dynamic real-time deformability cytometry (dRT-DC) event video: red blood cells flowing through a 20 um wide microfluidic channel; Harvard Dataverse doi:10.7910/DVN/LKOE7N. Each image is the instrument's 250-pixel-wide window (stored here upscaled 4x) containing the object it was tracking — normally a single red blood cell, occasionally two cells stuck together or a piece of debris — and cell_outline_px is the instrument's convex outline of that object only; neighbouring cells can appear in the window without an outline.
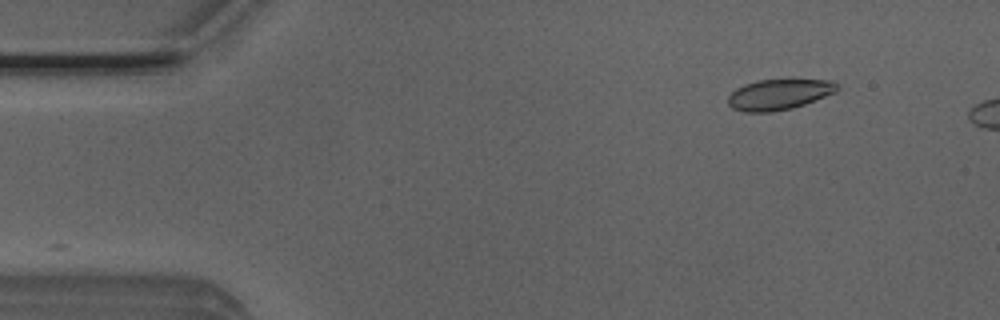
{"species": "Egyptian fruit bat (a non-hibernating species)", "species_latin": "Rousettus aegyptiacus", "temperature_condition": "room temperature", "stored_images_in_passage": 4, "segment_of_instrument_passage": [2, 2], "camera_frame_rate_fps": 3000, "um_per_image_px": 0.085, "animal": {"sex": "male"}, "frame": {"image": 1, "passage_image": 4, "time_ms": 1.0, "image_size_px": [1000, 320], "cell_outline_px": [[840, 88], [836, 92], [804, 104], [792, 108], [772, 112], [744, 112], [732, 108], [728, 104], [728, 96], [736, 88], [744, 84], [760, 80], [832, 80], [840, 84]], "centroid_in_image_um": [66.23, 8.03], "position_along_channel_um": 18.8, "area_um2": 19.48}}